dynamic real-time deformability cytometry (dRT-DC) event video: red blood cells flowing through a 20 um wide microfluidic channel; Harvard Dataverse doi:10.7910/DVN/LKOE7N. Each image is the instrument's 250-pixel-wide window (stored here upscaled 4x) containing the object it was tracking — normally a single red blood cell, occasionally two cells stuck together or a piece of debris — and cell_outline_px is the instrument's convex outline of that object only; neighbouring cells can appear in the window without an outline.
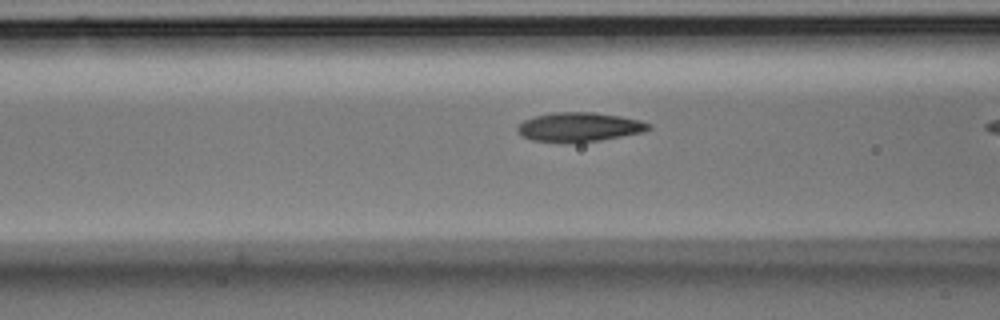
{"species": "Egyptian fruit bat (a non-hibernating species)", "species_latin": "Rousettus aegyptiacus", "temperature_condition": "room temperature", "stored_images_in_passage": 10, "camera_frame_rate_fps": 3000, "um_per_image_px": 0.085, "animal": {"sex": "male"}, "frame": {"image": 1, "passage_image": 9, "time_ms": 2.667, "image_size_px": [1000, 320], "cell_outline_px": [[652, 128], [644, 132], [600, 140], [532, 140], [524, 136], [516, 128], [524, 120], [532, 116], [552, 112], [592, 112], [620, 116], [640, 120], [652, 124]], "centroid_in_image_um": [49.3, 10.75], "position_along_channel_um": 117.3, "area_um2": 21.62}}